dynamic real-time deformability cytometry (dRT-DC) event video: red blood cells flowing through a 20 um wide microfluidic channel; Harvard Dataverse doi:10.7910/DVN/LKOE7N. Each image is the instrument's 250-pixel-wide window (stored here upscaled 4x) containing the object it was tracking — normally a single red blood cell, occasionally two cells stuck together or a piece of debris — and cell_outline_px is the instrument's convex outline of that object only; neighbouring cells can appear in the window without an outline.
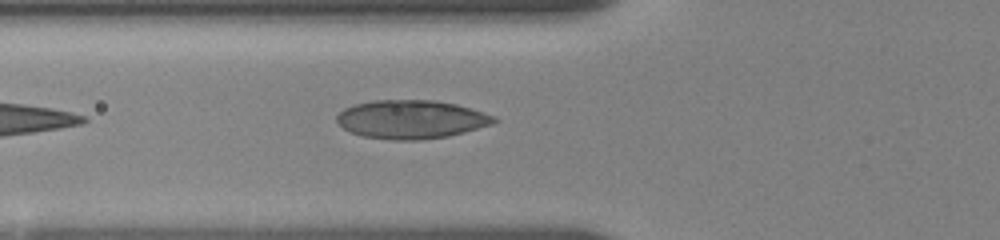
{"species": "human", "species_latin": "Homo sapiens", "temperature_condition": "room temperature", "stored_images_in_passage": 14, "camera_frame_rate_fps": 3000, "um_per_image_px": 0.085, "donor": {"sex": "female"}, "frame": {"image": 1, "passage_image": 14, "time_ms": 6.333, "image_size_px": [1000, 240], "cell_outline_px": [[500, 120], [492, 124], [464, 132], [448, 136], [424, 140], [392, 140], [364, 136], [352, 132], [344, 128], [336, 120], [336, 116], [344, 108], [356, 104], [372, 100], [436, 100], [456, 104], [484, 112], [496, 116]], "centroid_in_image_um": [34.99, 10.14], "position_along_channel_um": 90.8, "area_um2": 35.37}}